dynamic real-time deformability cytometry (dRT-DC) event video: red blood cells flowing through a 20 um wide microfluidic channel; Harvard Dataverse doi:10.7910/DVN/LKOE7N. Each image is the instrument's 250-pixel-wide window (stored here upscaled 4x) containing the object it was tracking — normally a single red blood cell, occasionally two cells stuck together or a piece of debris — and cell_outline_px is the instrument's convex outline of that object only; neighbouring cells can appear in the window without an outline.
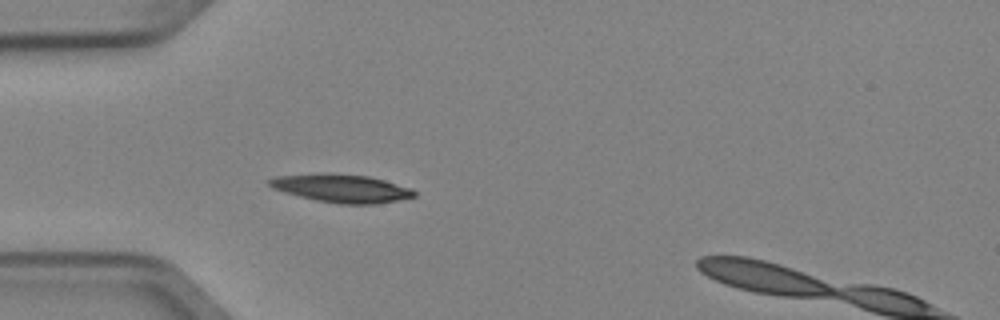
{"species": "Egyptian fruit bat (a non-hibernating species)", "species_latin": "Rousettus aegyptiacus", "temperature_condition": "cold", "stored_images_in_passage": 5, "camera_frame_rate_fps": 3000, "um_per_image_px": 0.085, "animal": {"sex": "female"}, "frame": {"image": 1, "passage_image": 5, "time_ms": 1.333, "image_size_px": [1000, 320], "cell_outline_px": [[416, 196], [376, 204], [340, 204], [316, 200], [284, 192], [272, 188], [268, 184], [268, 180], [276, 176], [328, 172], [368, 176], [384, 180], [412, 188], [416, 192]], "centroid_in_image_um": [29.02, 15.99], "position_along_channel_um": 56.0, "area_um2": 23.81}}